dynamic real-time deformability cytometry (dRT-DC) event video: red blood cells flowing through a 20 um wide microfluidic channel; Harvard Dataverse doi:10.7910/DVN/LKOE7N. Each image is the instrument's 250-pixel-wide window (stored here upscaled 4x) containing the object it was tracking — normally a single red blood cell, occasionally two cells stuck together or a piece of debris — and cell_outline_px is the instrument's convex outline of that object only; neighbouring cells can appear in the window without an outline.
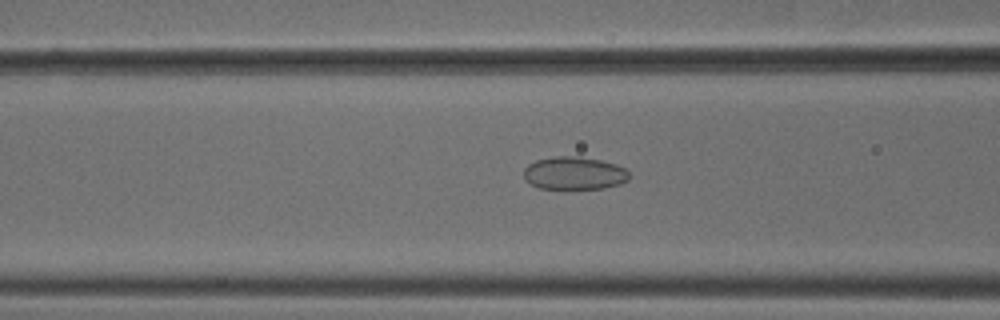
{"species": "common noctule bat (a hibernating species)", "species_latin": "Nyctalus noctula", "temperature_condition": "cold", "stored_images_in_passage": 54, "camera_frame_rate_fps": 3000, "um_per_image_px": 0.085, "animal": {"sex": "male", "body_mass_g": 18.8}, "frame": {"image": 1, "passage_image": 22, "time_ms": 7.0, "image_size_px": [1000, 320], "cell_outline_px": [[628, 180], [620, 184], [604, 188], [536, 188], [524, 180], [524, 168], [528, 164], [536, 160], [552, 156], [580, 156], [600, 160], [616, 164], [624, 168], [628, 172]], "centroid_in_image_um": [48.77, 14.71], "position_along_channel_um": 117.8, "area_um2": 20.29}}
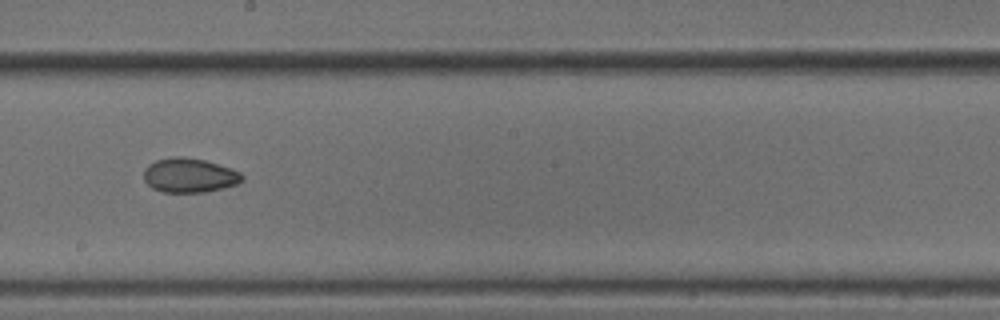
{"frame": {"image": 2, "passage_image": 31, "time_ms": 10.0, "image_size_px": [1000, 320], "cell_outline_px": [[244, 180], [236, 184], [204, 192], [164, 192], [152, 188], [144, 180], [144, 168], [148, 164], [156, 160], [176, 156], [184, 156], [204, 160], [240, 172], [244, 176]], "centroid_in_image_um": [16.06, 14.9], "position_along_channel_um": 232.1, "area_um2": 19.54}}
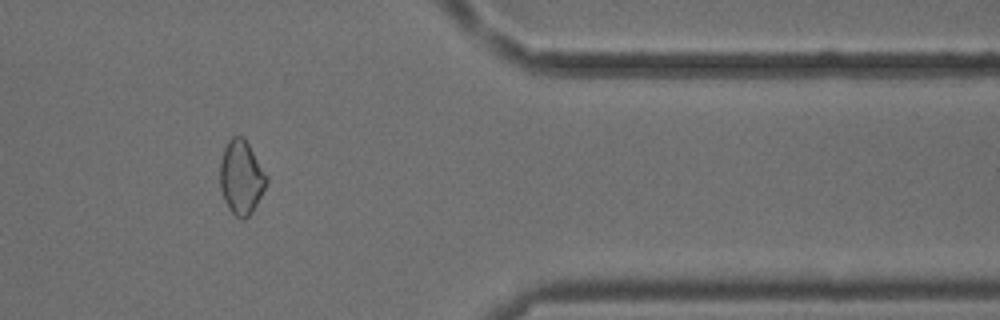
{"frame": {"image": 3, "passage_image": 45, "time_ms": 14.667, "image_size_px": [1000, 320], "cell_outline_px": [[268, 180], [252, 212], [244, 220], [240, 220], [228, 208], [224, 200], [220, 188], [220, 164], [224, 148], [228, 140], [232, 136], [240, 136], [248, 144], [268, 176]], "centroid_in_image_um": [20.49, 15.09], "position_along_channel_um": 390.9, "area_um2": 19.83}, "authors_computed_cell_mechanics": {"area_um2": 20.6635, "velocity_mm_per_s": 3.8093, "shape_relaxation_time_tau1_ms": 9.3122, "shape_relaxation_time_tau2_ms": 3.9403, "deformation_change_tau1": 0.1133, "deformation_change_tau2": 0.0677}}